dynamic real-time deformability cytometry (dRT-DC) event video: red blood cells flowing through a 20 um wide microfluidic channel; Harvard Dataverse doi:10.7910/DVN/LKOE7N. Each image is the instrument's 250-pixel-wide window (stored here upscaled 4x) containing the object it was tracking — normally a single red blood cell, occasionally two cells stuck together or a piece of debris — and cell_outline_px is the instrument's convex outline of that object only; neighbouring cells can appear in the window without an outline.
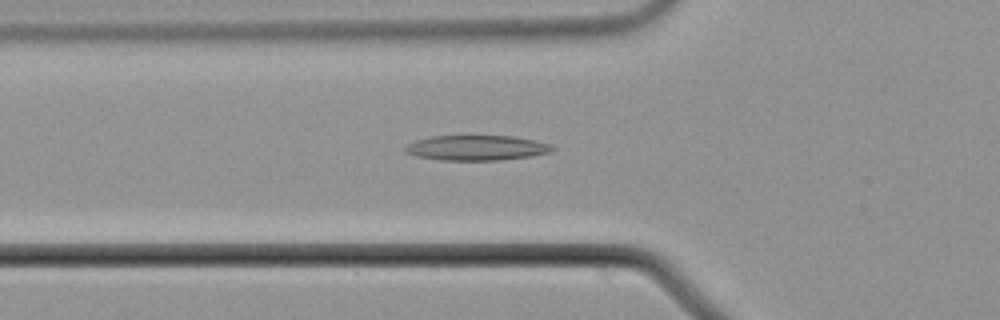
{"species": "common noctule bat (a hibernating species)", "species_latin": "Nyctalus noctula", "temperature_condition": "cold", "stored_images_in_passage": 51, "camera_frame_rate_fps": 3000, "um_per_image_px": 0.085, "animal": {"sex": "male", "body_mass_g": 21.5, "forearm_length_mm": 52.0}, "frame": {"image": 1, "passage_image": 15, "time_ms": 4.667, "image_size_px": [1000, 320], "cell_outline_px": [[556, 148], [552, 152], [532, 156], [500, 160], [440, 160], [416, 156], [404, 152], [404, 148], [408, 144], [416, 140], [432, 136], [468, 132], [512, 136], [536, 140], [548, 144]], "centroid_in_image_um": [40.49, 12.51], "position_along_channel_um": 85.3, "area_um2": 22.72}}
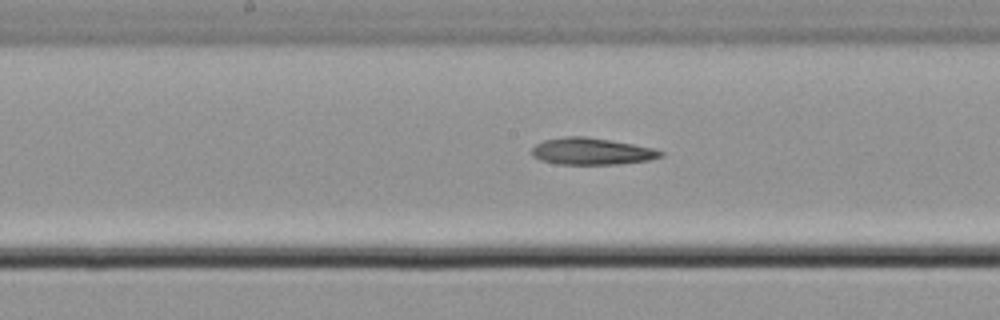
{"frame": {"image": 2, "passage_image": 24, "time_ms": 7.667, "image_size_px": [1000, 320], "cell_outline_px": [[664, 156], [648, 160], [620, 164], [560, 164], [540, 160], [532, 156], [532, 148], [536, 144], [544, 140], [564, 136], [584, 136], [632, 144], [652, 148], [664, 152]], "centroid_in_image_um": [50.27, 12.86], "position_along_channel_um": 197.9, "area_um2": 20.0}}
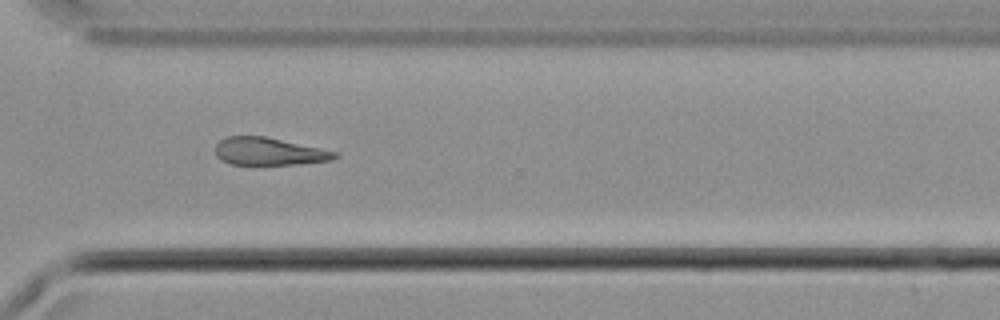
{"frame": {"image": 3, "passage_image": 36, "time_ms": 11.667, "image_size_px": [1000, 320], "cell_outline_px": [[340, 156], [332, 160], [296, 164], [228, 164], [220, 160], [216, 156], [216, 144], [220, 140], [228, 136], [264, 136], [336, 152]], "centroid_in_image_um": [22.82, 12.88], "position_along_channel_um": 347.8, "area_um2": 18.96}}